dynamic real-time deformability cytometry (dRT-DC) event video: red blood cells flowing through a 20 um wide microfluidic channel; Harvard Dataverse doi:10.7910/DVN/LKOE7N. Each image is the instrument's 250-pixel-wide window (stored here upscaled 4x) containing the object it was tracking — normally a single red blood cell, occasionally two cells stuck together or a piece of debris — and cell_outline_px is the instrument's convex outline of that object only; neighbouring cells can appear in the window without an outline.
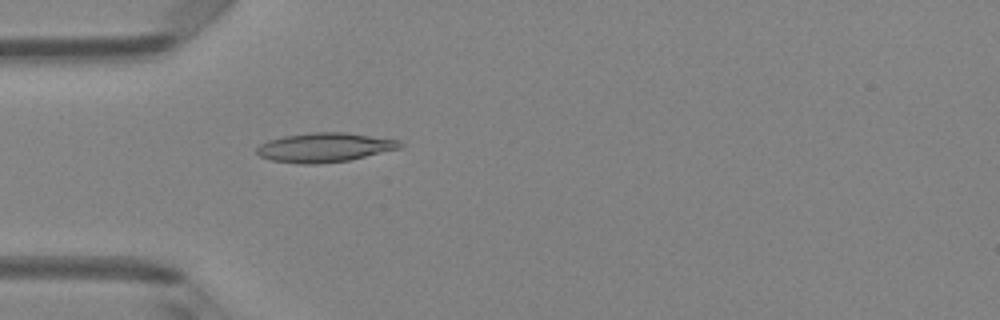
{"species": "Egyptian fruit bat (a non-hibernating species)", "species_latin": "Rousettus aegyptiacus", "temperature_condition": "room temperature", "stored_images_in_passage": 5, "camera_frame_rate_fps": 3000, "um_per_image_px": 0.085, "animal": {"sex": "female"}, "frame": {"image": 1, "passage_image": 5, "time_ms": 1.333, "image_size_px": [1000, 320], "cell_outline_px": [[404, 144], [400, 148], [348, 160], [316, 164], [300, 164], [272, 160], [260, 156], [256, 152], [256, 148], [260, 144], [268, 140], [284, 136], [312, 132], [344, 132], [400, 140]], "centroid_in_image_um": [27.58, 12.52], "position_along_channel_um": 57.4, "area_um2": 24.28}}